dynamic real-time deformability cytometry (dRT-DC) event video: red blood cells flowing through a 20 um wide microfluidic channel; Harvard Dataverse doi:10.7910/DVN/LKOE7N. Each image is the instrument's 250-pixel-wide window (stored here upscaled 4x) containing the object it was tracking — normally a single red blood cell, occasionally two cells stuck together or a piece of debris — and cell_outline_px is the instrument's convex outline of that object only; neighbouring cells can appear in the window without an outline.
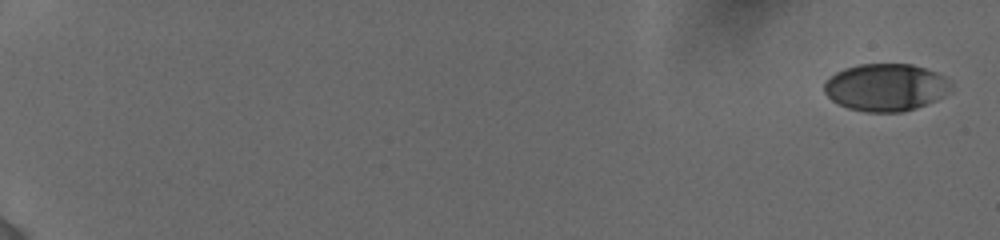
{"species": "human", "species_latin": "Homo sapiens", "temperature_condition": "cold", "stored_images_in_passage": 20, "camera_frame_rate_fps": 3000, "um_per_image_px": 0.085, "donor": {"sex": "female"}, "frame": {"image": 1, "passage_image": 1, "time_ms": 0.0, "image_size_px": [1000, 240], "cell_outline_px": [[944, 80], [936, 96], [932, 100], [916, 108], [900, 112], [864, 112], [848, 108], [832, 100], [824, 92], [824, 84], [836, 72], [844, 68], [860, 64], [912, 64], [936, 72], [944, 76]], "centroid_in_image_um": [75.1, 7.41], "position_along_channel_um": 9.9, "area_um2": 33.52}}
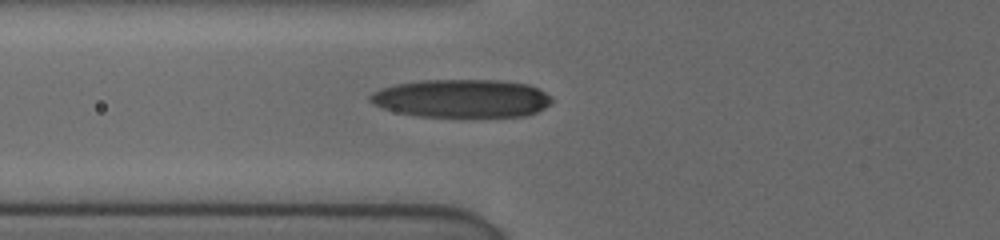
{"frame": {"image": 2, "passage_image": 15, "time_ms": 7.667, "image_size_px": [1000, 240], "cell_outline_px": [[552, 100], [544, 108], [536, 112], [524, 116], [420, 116], [400, 112], [384, 108], [368, 100], [368, 96], [372, 92], [380, 88], [396, 84], [420, 80], [500, 80], [528, 84], [544, 92]], "centroid_in_image_um": [39.22, 8.35], "position_along_channel_um": 86.6, "area_um2": 40.0}}
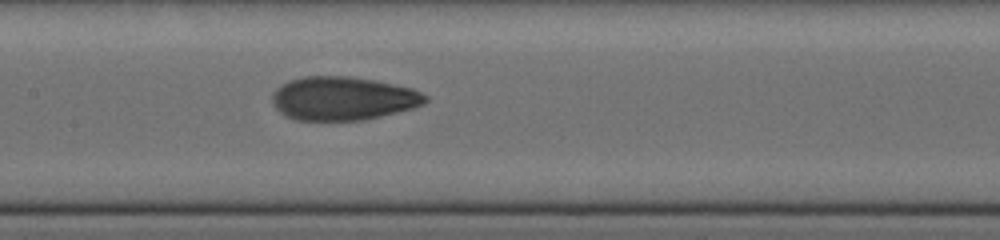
{"frame": {"image": 3, "passage_image": 20, "time_ms": 10.0, "image_size_px": [1000, 240], "cell_outline_px": [[428, 100], [424, 104], [412, 108], [364, 120], [296, 120], [284, 116], [276, 108], [272, 100], [272, 92], [280, 84], [304, 76], [348, 76], [372, 80], [412, 88], [428, 96]], "centroid_in_image_um": [29.12, 8.37], "position_along_channel_um": 178.3, "area_um2": 38.78}}